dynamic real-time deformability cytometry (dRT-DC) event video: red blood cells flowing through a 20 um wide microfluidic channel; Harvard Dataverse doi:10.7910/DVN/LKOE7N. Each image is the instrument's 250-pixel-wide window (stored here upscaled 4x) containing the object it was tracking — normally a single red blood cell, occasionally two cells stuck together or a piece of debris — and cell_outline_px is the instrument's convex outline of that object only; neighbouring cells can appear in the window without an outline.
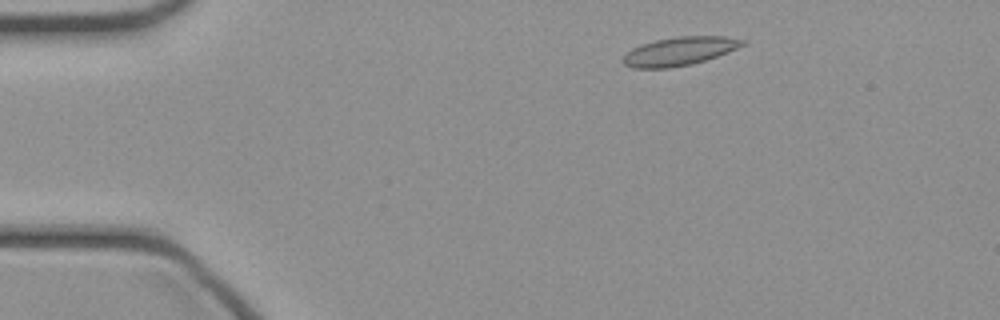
{"species": "common noctule bat (a hibernating species)", "species_latin": "Nyctalus noctula", "temperature_condition": "cold", "stored_images_in_passage": 41, "camera_frame_rate_fps": 3000, "um_per_image_px": 0.085, "animal": {"sex": "female", "body_mass_g": 21.9}, "frame": {"image": 1, "passage_image": 2, "time_ms": 0.333, "image_size_px": [1000, 320], "cell_outline_px": [[748, 40], [744, 44], [728, 52], [692, 64], [668, 68], [632, 68], [624, 64], [620, 60], [632, 48], [640, 44], [656, 40], [676, 36], [724, 36]], "centroid_in_image_um": [57.73, 4.35], "position_along_channel_um": 27.3, "area_um2": 19.83}}
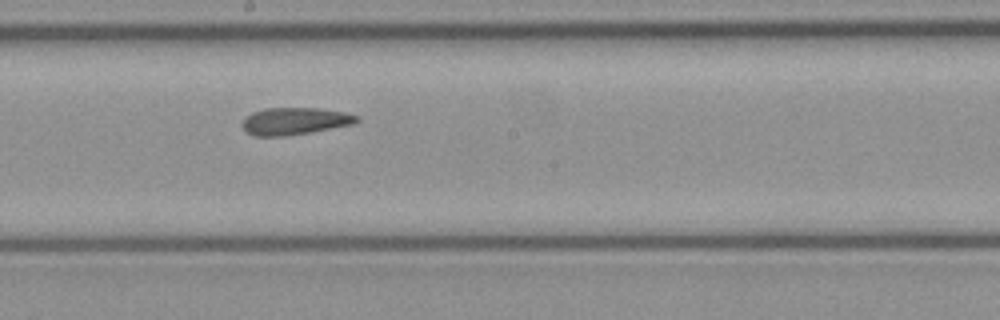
{"frame": {"image": 2, "passage_image": 20, "time_ms": 6.333, "image_size_px": [1000, 320], "cell_outline_px": [[360, 120], [356, 124], [284, 136], [252, 136], [244, 132], [240, 124], [244, 116], [252, 112], [264, 108], [320, 108], [344, 112], [360, 116]], "centroid_in_image_um": [25.01, 10.29], "position_along_channel_um": 223.2, "area_um2": 18.5}}
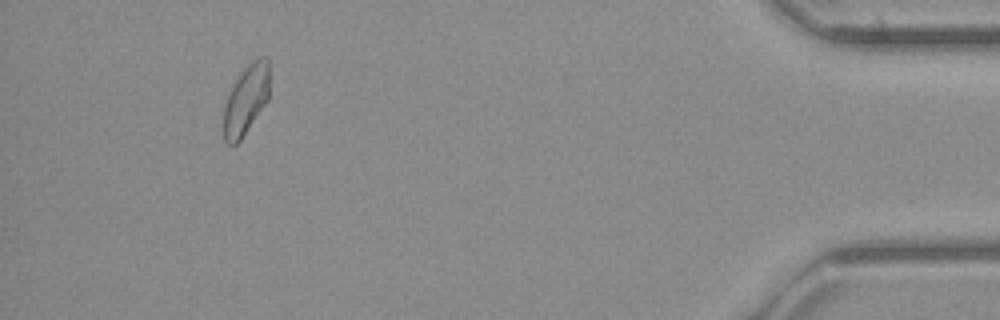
{"frame": {"image": 3, "passage_image": 38, "time_ms": 12.333, "image_size_px": [1000, 320], "cell_outline_px": [[268, 100], [240, 140], [236, 144], [228, 144], [224, 140], [224, 104], [236, 80], [244, 68], [252, 60], [260, 56], [268, 56]], "centroid_in_image_um": [20.91, 8.46], "position_along_channel_um": 414.3, "area_um2": 18.26}}